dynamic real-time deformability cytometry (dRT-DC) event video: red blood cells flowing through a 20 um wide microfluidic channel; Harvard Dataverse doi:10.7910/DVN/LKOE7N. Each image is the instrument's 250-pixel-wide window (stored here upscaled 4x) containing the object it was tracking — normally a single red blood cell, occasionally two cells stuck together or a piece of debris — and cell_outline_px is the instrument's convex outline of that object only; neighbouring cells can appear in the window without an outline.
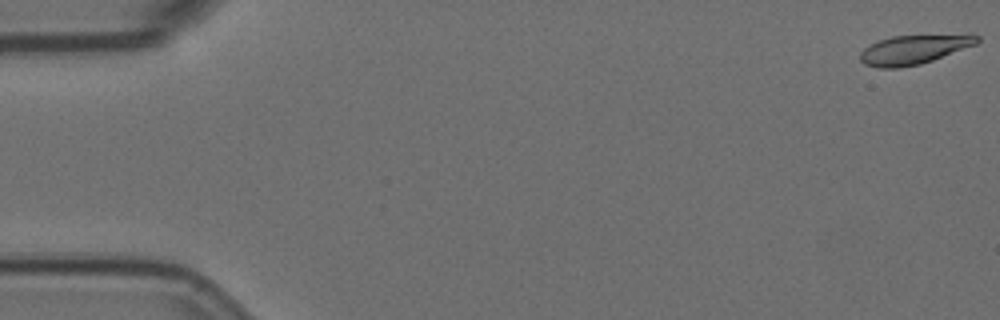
{"species": "Egyptian fruit bat (a non-hibernating species)", "species_latin": "Rousettus aegyptiacus", "temperature_condition": "room temperature", "stored_images_in_passage": 9, "camera_frame_rate_fps": 3000, "um_per_image_px": 0.085, "animal": {"sex": "female"}, "frame": {"image": 1, "passage_image": 1, "time_ms": 0.0, "image_size_px": [1000, 320], "cell_outline_px": [[980, 40], [976, 44], [932, 60], [920, 64], [900, 68], [880, 68], [864, 64], [860, 60], [860, 52], [864, 48], [880, 40], [892, 36], [968, 32], [972, 32], [980, 36]], "centroid_in_image_um": [77.78, 4.16], "position_along_channel_um": 7.2, "area_um2": 20.52}}